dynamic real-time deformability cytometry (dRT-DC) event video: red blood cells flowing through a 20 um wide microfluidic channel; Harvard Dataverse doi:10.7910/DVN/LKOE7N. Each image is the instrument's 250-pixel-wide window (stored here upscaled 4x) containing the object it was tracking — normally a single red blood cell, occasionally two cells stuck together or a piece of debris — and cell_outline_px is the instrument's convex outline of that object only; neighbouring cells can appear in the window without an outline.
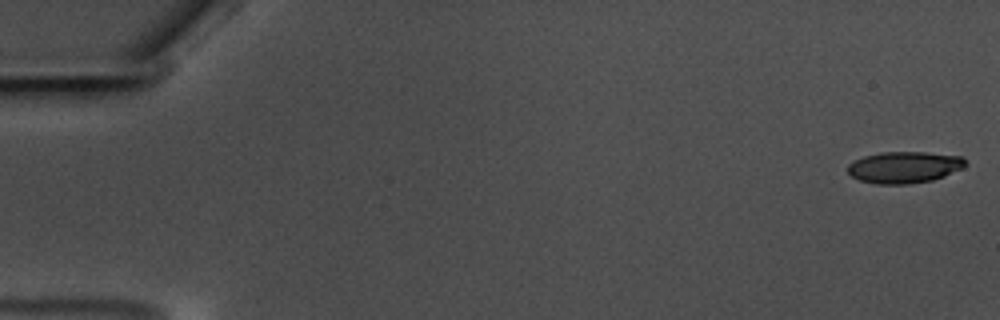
{"species": "common noctule bat (a hibernating species)", "species_latin": "Nyctalus noctula", "temperature_condition": "warm", "stored_images_in_passage": 58, "camera_frame_rate_fps": 3000, "um_per_image_px": 0.085, "animal": {"sex": "male", "body_mass_g": 17.5, "forearm_length_mm": 52.3}, "frame": {"image": 1, "passage_image": 1, "time_ms": 0.0, "image_size_px": [1000, 320], "cell_outline_px": [[968, 164], [964, 168], [944, 176], [932, 180], [908, 184], [876, 184], [860, 180], [852, 176], [848, 172], [848, 164], [852, 160], [864, 156], [880, 152], [924, 152], [964, 156]], "centroid_in_image_um": [76.89, 14.21], "position_along_channel_um": 8.1, "area_um2": 21.91}}
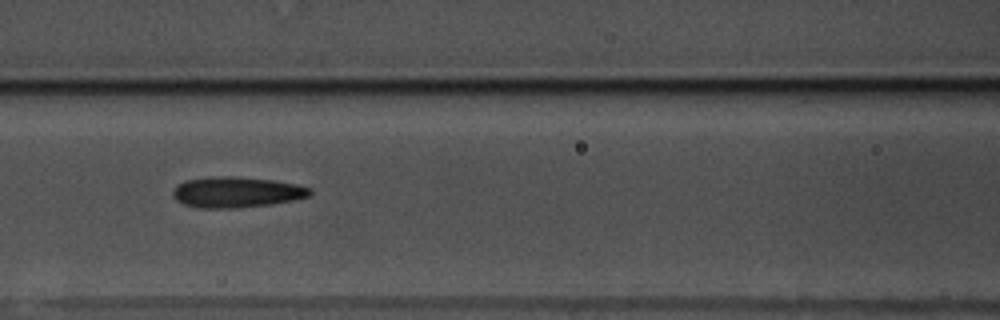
{"frame": {"image": 2, "passage_image": 26, "time_ms": 8.333, "image_size_px": [1000, 320], "cell_outline_px": [[312, 192], [308, 196], [292, 200], [272, 204], [236, 208], [200, 208], [184, 204], [176, 200], [172, 196], [172, 192], [176, 184], [184, 180], [220, 176], [232, 176], [272, 180], [296, 184], [312, 188]], "centroid_in_image_um": [20.07, 16.33], "position_along_channel_um": 146.5, "area_um2": 24.57}}
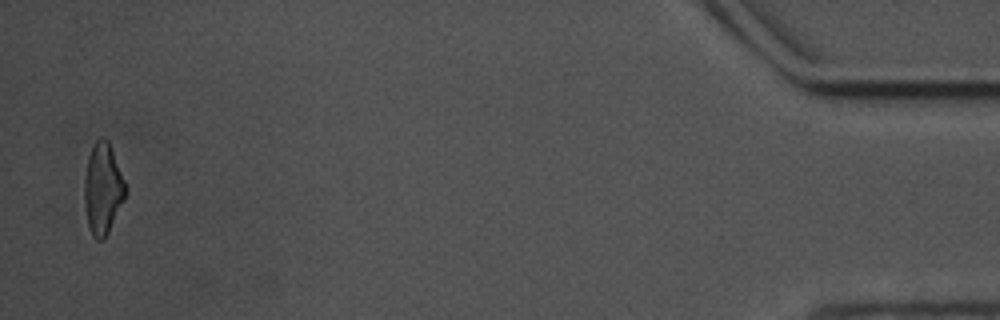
{"frame": {"image": 3, "passage_image": 57, "time_ms": 18.667, "image_size_px": [1000, 320], "cell_outline_px": [[128, 192], [104, 240], [96, 240], [92, 236], [88, 224], [84, 204], [84, 180], [88, 156], [96, 140], [100, 136], [104, 136], [108, 140], [128, 188]], "centroid_in_image_um": [8.75, 16.04], "position_along_channel_um": 426.5, "area_um2": 22.02}, "authors_computed_cell_mechanics": {"area_um2": 22.8021, "velocity_mm_per_s": 3.5415, "shape_relaxation_time_tau1_ms": 5.3146, "shape_relaxation_time_tau2_ms": 2.7951, "deformation_change_tau1": 0.1691, "deformation_change_tau2": 0.1301}}